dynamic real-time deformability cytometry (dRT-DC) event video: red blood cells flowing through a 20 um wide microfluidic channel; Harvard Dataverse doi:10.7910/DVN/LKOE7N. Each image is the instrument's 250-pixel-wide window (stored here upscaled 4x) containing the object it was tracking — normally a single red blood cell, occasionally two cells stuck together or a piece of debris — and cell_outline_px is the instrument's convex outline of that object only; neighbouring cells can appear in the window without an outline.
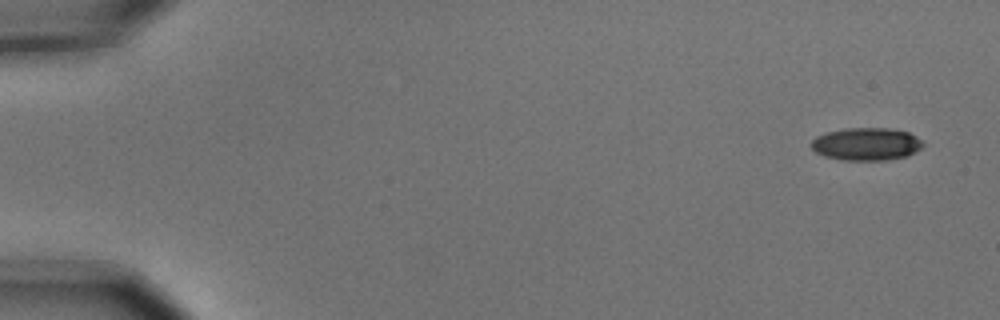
{"species": "common noctule bat (a hibernating species)", "species_latin": "Nyctalus noctula", "temperature_condition": "cold", "stored_images_in_passage": 4, "camera_frame_rate_fps": 3000, "um_per_image_px": 0.085, "animal": {"sex": "male", "body_mass_g": 15.6}, "frame": {"image": 1, "passage_image": 1, "time_ms": 0.0, "image_size_px": [1000, 320], "cell_outline_px": [[924, 144], [920, 148], [908, 156], [888, 160], [844, 160], [824, 156], [816, 152], [812, 148], [812, 140], [816, 136], [828, 132], [848, 128], [888, 128], [908, 132], [924, 140]], "centroid_in_image_um": [73.67, 12.25], "position_along_channel_um": 11.3, "area_um2": 21.27}}
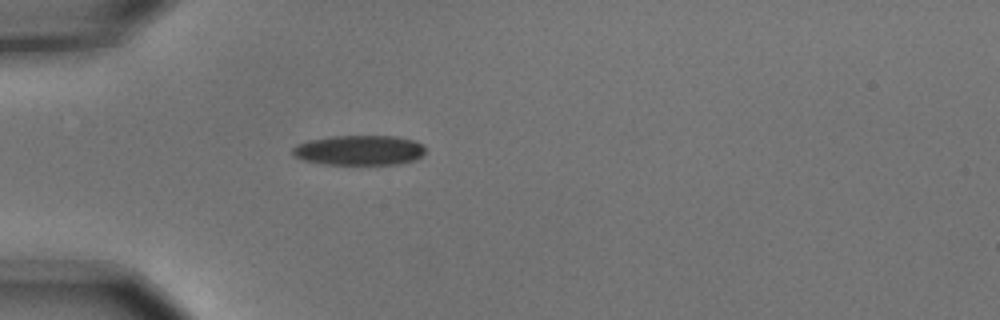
{"frame": {"image": 2, "passage_image": 4, "time_ms": 1.0, "image_size_px": [1000, 320], "cell_outline_px": [[424, 152], [416, 160], [400, 164], [320, 164], [304, 160], [296, 156], [292, 152], [292, 148], [296, 144], [308, 140], [332, 136], [396, 136], [412, 140], [424, 144]], "centroid_in_image_um": [30.53, 12.77], "position_along_channel_um": 54.5, "area_um2": 23.24}}